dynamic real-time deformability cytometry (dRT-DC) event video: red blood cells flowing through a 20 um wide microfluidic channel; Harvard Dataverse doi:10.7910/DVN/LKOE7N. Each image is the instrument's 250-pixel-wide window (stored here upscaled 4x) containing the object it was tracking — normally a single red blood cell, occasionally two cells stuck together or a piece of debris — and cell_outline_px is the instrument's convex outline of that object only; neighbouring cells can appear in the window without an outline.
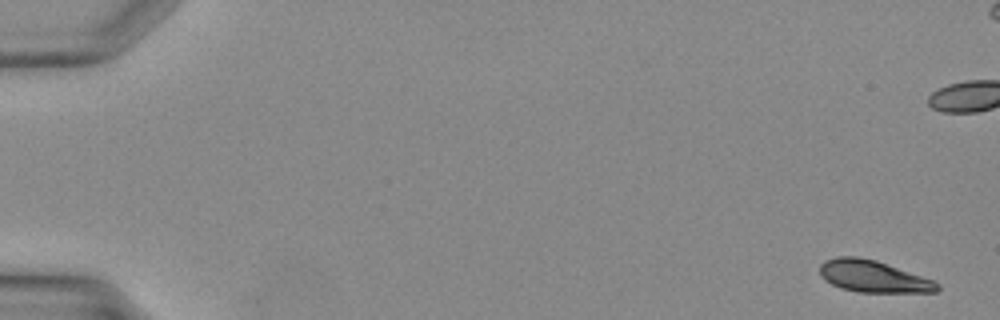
{"species": "Egyptian fruit bat (a non-hibernating species)", "species_latin": "Rousettus aegyptiacus", "temperature_condition": "warm", "stored_images_in_passage": 39, "camera_frame_rate_fps": 3000, "um_per_image_px": 0.085, "animal": {"sex": "female"}, "frame": {"image": 1, "passage_image": 1, "time_ms": 0.0, "image_size_px": [1000, 320], "cell_outline_px": [[940, 288], [936, 292], [860, 292], [840, 288], [824, 280], [820, 276], [820, 264], [824, 260], [836, 256], [856, 256], [876, 260], [932, 280], [940, 284]], "centroid_in_image_um": [74.17, 23.49], "position_along_channel_um": 10.8, "area_um2": 21.73}}
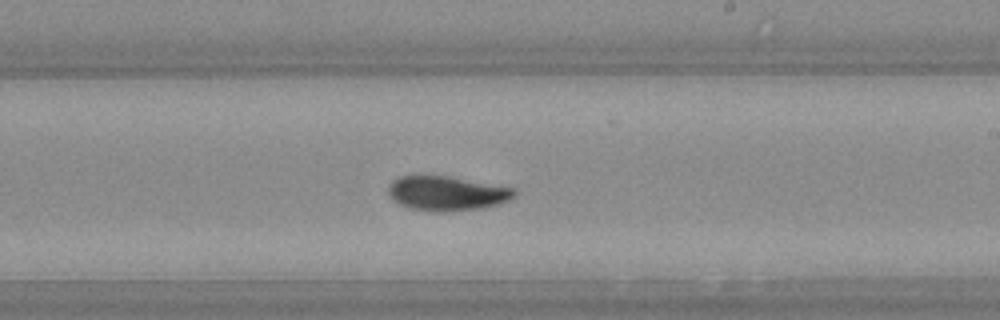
{"frame": {"image": 2, "passage_image": 23, "time_ms": 7.333, "image_size_px": [1000, 320], "cell_outline_px": [[516, 196], [500, 204], [484, 208], [444, 212], [436, 212], [408, 208], [392, 200], [388, 196], [388, 184], [392, 180], [400, 176], [444, 176], [516, 188]], "centroid_in_image_um": [37.96, 16.45], "position_along_channel_um": 251.0, "area_um2": 25.49}}